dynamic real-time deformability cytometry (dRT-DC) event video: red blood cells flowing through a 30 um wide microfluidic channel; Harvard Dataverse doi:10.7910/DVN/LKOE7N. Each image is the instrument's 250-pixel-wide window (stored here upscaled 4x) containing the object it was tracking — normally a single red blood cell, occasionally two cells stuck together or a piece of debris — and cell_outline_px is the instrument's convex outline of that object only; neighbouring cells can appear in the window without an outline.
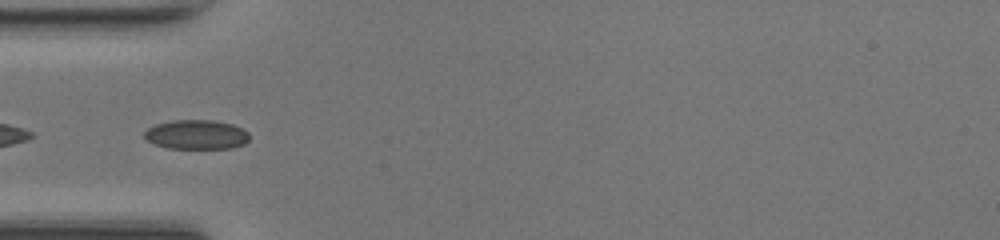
{"species": "common noctule bat (a hibernating species)", "species_latin": "Nyctalus noctula", "temperature_condition": "room temperature", "stored_images_in_passage": 27, "camera_frame_rate_fps": 3000, "um_per_image_px": 0.085, "animal": {"sex": "female", "body_mass_g": 17.0, "forearm_length_mm": 48.0}, "frame": {"image": 1, "passage_image": 16, "time_ms": 5.0, "image_size_px": [1000, 240], "cell_outline_px": [[248, 140], [244, 144], [232, 148], [168, 148], [152, 144], [144, 136], [144, 132], [148, 128], [156, 124], [172, 120], [212, 120], [232, 124], [248, 132]], "centroid_in_image_um": [16.67, 11.44], "position_along_channel_um": 68.3, "area_um2": 17.92}}
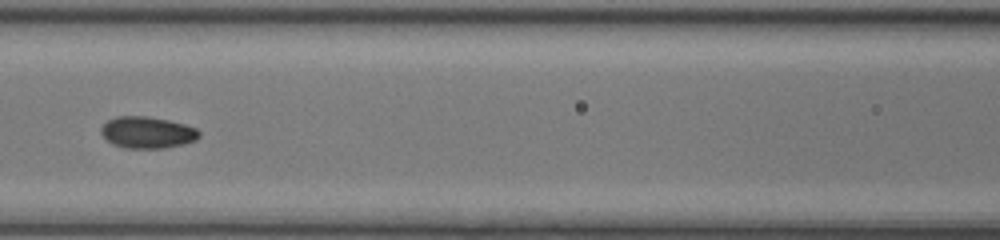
{"frame": {"image": 2, "passage_image": 22, "time_ms": 7.0, "image_size_px": [1000, 240], "cell_outline_px": [[200, 136], [196, 140], [184, 144], [164, 148], [128, 148], [112, 144], [100, 132], [100, 128], [108, 120], [116, 116], [148, 116], [168, 120], [184, 124], [196, 128], [200, 132]], "centroid_in_image_um": [12.53, 11.25], "position_along_channel_um": 154.1, "area_um2": 18.09}}